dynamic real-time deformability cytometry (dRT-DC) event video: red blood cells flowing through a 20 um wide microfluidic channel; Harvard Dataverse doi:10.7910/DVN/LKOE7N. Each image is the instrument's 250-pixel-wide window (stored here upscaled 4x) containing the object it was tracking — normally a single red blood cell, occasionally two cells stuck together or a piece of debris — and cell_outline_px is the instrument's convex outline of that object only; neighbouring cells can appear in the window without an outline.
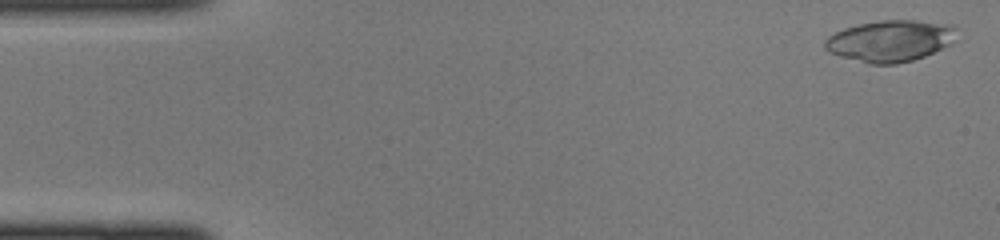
{"species": "common noctule bat (a hibernating species)", "species_latin": "Nyctalus noctula", "temperature_condition": "cold", "stored_images_in_passage": 44, "camera_frame_rate_fps": 3000, "um_per_image_px": 0.085, "animal": {"sex": "female", "body_mass_g": 22.0, "forearm_length_mm": 56.7}, "frame": {"image": 1, "passage_image": 1, "time_ms": 0.0, "image_size_px": [1000, 240], "cell_outline_px": [[956, 28], [948, 44], [924, 56], [912, 60], [896, 64], [868, 64], [840, 56], [828, 52], [824, 48], [824, 40], [828, 36], [844, 28], [860, 24], [880, 20], [916, 20], [952, 24]], "centroid_in_image_um": [75.59, 3.47], "position_along_channel_um": 9.4, "area_um2": 31.5}}